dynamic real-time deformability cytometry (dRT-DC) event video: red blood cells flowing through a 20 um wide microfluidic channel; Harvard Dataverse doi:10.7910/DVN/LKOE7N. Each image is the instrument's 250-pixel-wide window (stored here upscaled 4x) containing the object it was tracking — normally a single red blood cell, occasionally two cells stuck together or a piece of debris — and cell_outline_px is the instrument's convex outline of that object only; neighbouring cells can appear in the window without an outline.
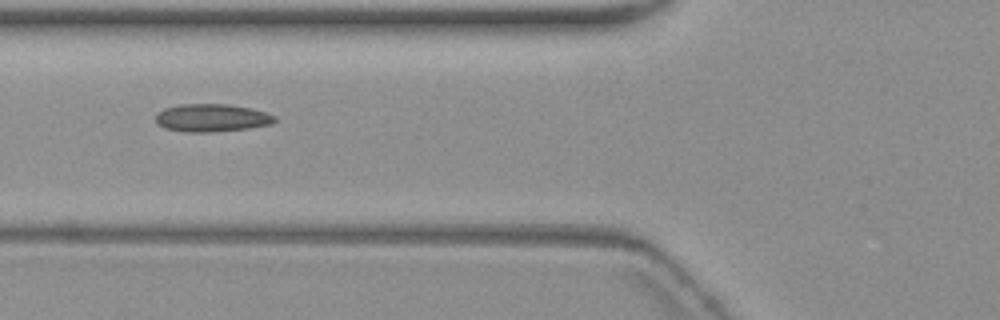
{"species": "common noctule bat (a hibernating species)", "species_latin": "Nyctalus noctula", "temperature_condition": "warm", "stored_images_in_passage": 5, "camera_frame_rate_fps": 3000, "um_per_image_px": 0.085, "animal": {"sex": "female", "body_mass_g": 19.3, "forearm_length_mm": 54.1}, "frame": {"image": 1, "passage_image": 4, "time_ms": 3.333, "image_size_px": [1000, 320], "cell_outline_px": [[276, 120], [272, 124], [248, 128], [212, 132], [184, 132], [164, 128], [156, 120], [156, 112], [164, 108], [180, 104], [228, 104], [248, 108], [264, 112], [276, 116]], "centroid_in_image_um": [17.97, 10.02], "position_along_channel_um": 107.8, "area_um2": 19.25}}
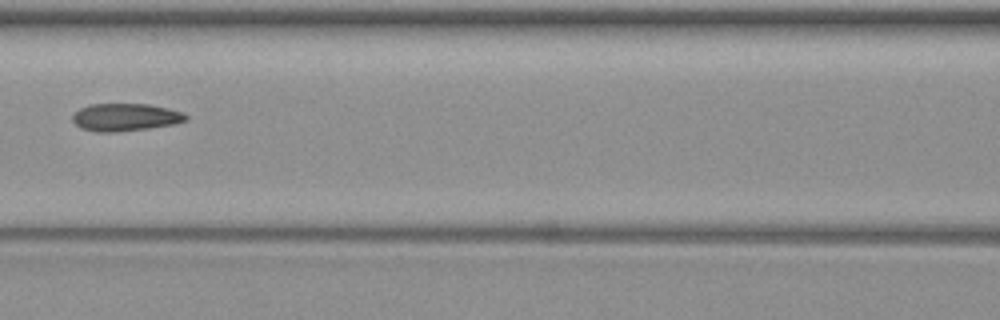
{"frame": {"image": 2, "passage_image": 5, "time_ms": 4.667, "image_size_px": [1000, 320], "cell_outline_px": [[188, 120], [172, 124], [148, 128], [116, 132], [96, 132], [80, 128], [72, 120], [72, 116], [80, 108], [88, 104], [148, 104], [168, 108], [184, 112], [188, 116]], "centroid_in_image_um": [10.65, 9.96], "position_along_channel_um": 155.9, "area_um2": 18.26}}